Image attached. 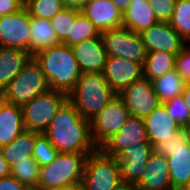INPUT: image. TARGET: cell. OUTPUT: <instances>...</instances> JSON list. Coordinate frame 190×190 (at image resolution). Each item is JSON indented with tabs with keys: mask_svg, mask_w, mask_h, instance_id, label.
<instances>
[{
	"mask_svg": "<svg viewBox=\"0 0 190 190\" xmlns=\"http://www.w3.org/2000/svg\"><path fill=\"white\" fill-rule=\"evenodd\" d=\"M146 52H168L177 55L187 43L168 22H158L139 33Z\"/></svg>",
	"mask_w": 190,
	"mask_h": 190,
	"instance_id": "cell-13",
	"label": "cell"
},
{
	"mask_svg": "<svg viewBox=\"0 0 190 190\" xmlns=\"http://www.w3.org/2000/svg\"><path fill=\"white\" fill-rule=\"evenodd\" d=\"M182 98L184 99L185 104L190 110V85L186 84L183 92L181 93Z\"/></svg>",
	"mask_w": 190,
	"mask_h": 190,
	"instance_id": "cell-43",
	"label": "cell"
},
{
	"mask_svg": "<svg viewBox=\"0 0 190 190\" xmlns=\"http://www.w3.org/2000/svg\"><path fill=\"white\" fill-rule=\"evenodd\" d=\"M162 104L165 106L170 117L174 119L181 128L190 126V110L181 95Z\"/></svg>",
	"mask_w": 190,
	"mask_h": 190,
	"instance_id": "cell-34",
	"label": "cell"
},
{
	"mask_svg": "<svg viewBox=\"0 0 190 190\" xmlns=\"http://www.w3.org/2000/svg\"><path fill=\"white\" fill-rule=\"evenodd\" d=\"M30 17L51 19L64 6L61 0H24Z\"/></svg>",
	"mask_w": 190,
	"mask_h": 190,
	"instance_id": "cell-31",
	"label": "cell"
},
{
	"mask_svg": "<svg viewBox=\"0 0 190 190\" xmlns=\"http://www.w3.org/2000/svg\"><path fill=\"white\" fill-rule=\"evenodd\" d=\"M188 131L189 141H190V126L186 128Z\"/></svg>",
	"mask_w": 190,
	"mask_h": 190,
	"instance_id": "cell-47",
	"label": "cell"
},
{
	"mask_svg": "<svg viewBox=\"0 0 190 190\" xmlns=\"http://www.w3.org/2000/svg\"><path fill=\"white\" fill-rule=\"evenodd\" d=\"M68 190H86L82 185L69 187Z\"/></svg>",
	"mask_w": 190,
	"mask_h": 190,
	"instance_id": "cell-44",
	"label": "cell"
},
{
	"mask_svg": "<svg viewBox=\"0 0 190 190\" xmlns=\"http://www.w3.org/2000/svg\"><path fill=\"white\" fill-rule=\"evenodd\" d=\"M11 175V168L7 161L4 159L2 150L0 147V178Z\"/></svg>",
	"mask_w": 190,
	"mask_h": 190,
	"instance_id": "cell-40",
	"label": "cell"
},
{
	"mask_svg": "<svg viewBox=\"0 0 190 190\" xmlns=\"http://www.w3.org/2000/svg\"><path fill=\"white\" fill-rule=\"evenodd\" d=\"M32 57L23 50L0 47V93Z\"/></svg>",
	"mask_w": 190,
	"mask_h": 190,
	"instance_id": "cell-23",
	"label": "cell"
},
{
	"mask_svg": "<svg viewBox=\"0 0 190 190\" xmlns=\"http://www.w3.org/2000/svg\"><path fill=\"white\" fill-rule=\"evenodd\" d=\"M11 168V175L29 189H36L39 184L40 165L33 157H27L15 163Z\"/></svg>",
	"mask_w": 190,
	"mask_h": 190,
	"instance_id": "cell-29",
	"label": "cell"
},
{
	"mask_svg": "<svg viewBox=\"0 0 190 190\" xmlns=\"http://www.w3.org/2000/svg\"><path fill=\"white\" fill-rule=\"evenodd\" d=\"M30 14L25 6L13 14L0 16V47L30 53Z\"/></svg>",
	"mask_w": 190,
	"mask_h": 190,
	"instance_id": "cell-11",
	"label": "cell"
},
{
	"mask_svg": "<svg viewBox=\"0 0 190 190\" xmlns=\"http://www.w3.org/2000/svg\"><path fill=\"white\" fill-rule=\"evenodd\" d=\"M46 190H68V188H66V187H57V188H49V189H46Z\"/></svg>",
	"mask_w": 190,
	"mask_h": 190,
	"instance_id": "cell-45",
	"label": "cell"
},
{
	"mask_svg": "<svg viewBox=\"0 0 190 190\" xmlns=\"http://www.w3.org/2000/svg\"><path fill=\"white\" fill-rule=\"evenodd\" d=\"M81 12L95 25L100 33L123 27L122 12L111 0H88Z\"/></svg>",
	"mask_w": 190,
	"mask_h": 190,
	"instance_id": "cell-17",
	"label": "cell"
},
{
	"mask_svg": "<svg viewBox=\"0 0 190 190\" xmlns=\"http://www.w3.org/2000/svg\"><path fill=\"white\" fill-rule=\"evenodd\" d=\"M121 182L120 164L100 148L85 160L82 186L86 190H113Z\"/></svg>",
	"mask_w": 190,
	"mask_h": 190,
	"instance_id": "cell-7",
	"label": "cell"
},
{
	"mask_svg": "<svg viewBox=\"0 0 190 190\" xmlns=\"http://www.w3.org/2000/svg\"><path fill=\"white\" fill-rule=\"evenodd\" d=\"M102 74L111 89L118 95L133 82L143 78V65L126 59L107 56Z\"/></svg>",
	"mask_w": 190,
	"mask_h": 190,
	"instance_id": "cell-15",
	"label": "cell"
},
{
	"mask_svg": "<svg viewBox=\"0 0 190 190\" xmlns=\"http://www.w3.org/2000/svg\"><path fill=\"white\" fill-rule=\"evenodd\" d=\"M151 82L161 103L180 96L185 85L187 84V82L180 77L175 69L152 80Z\"/></svg>",
	"mask_w": 190,
	"mask_h": 190,
	"instance_id": "cell-27",
	"label": "cell"
},
{
	"mask_svg": "<svg viewBox=\"0 0 190 190\" xmlns=\"http://www.w3.org/2000/svg\"><path fill=\"white\" fill-rule=\"evenodd\" d=\"M190 44V0H177L174 12L168 22Z\"/></svg>",
	"mask_w": 190,
	"mask_h": 190,
	"instance_id": "cell-30",
	"label": "cell"
},
{
	"mask_svg": "<svg viewBox=\"0 0 190 190\" xmlns=\"http://www.w3.org/2000/svg\"><path fill=\"white\" fill-rule=\"evenodd\" d=\"M142 141H149L144 120L141 117L130 116L117 133L100 149L106 155L116 157L124 148Z\"/></svg>",
	"mask_w": 190,
	"mask_h": 190,
	"instance_id": "cell-16",
	"label": "cell"
},
{
	"mask_svg": "<svg viewBox=\"0 0 190 190\" xmlns=\"http://www.w3.org/2000/svg\"><path fill=\"white\" fill-rule=\"evenodd\" d=\"M153 152L150 141H142L124 148L116 157L120 164L121 181L137 184Z\"/></svg>",
	"mask_w": 190,
	"mask_h": 190,
	"instance_id": "cell-14",
	"label": "cell"
},
{
	"mask_svg": "<svg viewBox=\"0 0 190 190\" xmlns=\"http://www.w3.org/2000/svg\"><path fill=\"white\" fill-rule=\"evenodd\" d=\"M118 96L124 101L130 115L135 117L145 118L161 104L152 82L144 77L123 89Z\"/></svg>",
	"mask_w": 190,
	"mask_h": 190,
	"instance_id": "cell-12",
	"label": "cell"
},
{
	"mask_svg": "<svg viewBox=\"0 0 190 190\" xmlns=\"http://www.w3.org/2000/svg\"><path fill=\"white\" fill-rule=\"evenodd\" d=\"M153 151L167 158L170 180L174 190H181L190 179V141L186 128L168 140L158 142Z\"/></svg>",
	"mask_w": 190,
	"mask_h": 190,
	"instance_id": "cell-5",
	"label": "cell"
},
{
	"mask_svg": "<svg viewBox=\"0 0 190 190\" xmlns=\"http://www.w3.org/2000/svg\"><path fill=\"white\" fill-rule=\"evenodd\" d=\"M100 37L107 56L144 65L147 52L138 33L126 27H119L101 32Z\"/></svg>",
	"mask_w": 190,
	"mask_h": 190,
	"instance_id": "cell-9",
	"label": "cell"
},
{
	"mask_svg": "<svg viewBox=\"0 0 190 190\" xmlns=\"http://www.w3.org/2000/svg\"><path fill=\"white\" fill-rule=\"evenodd\" d=\"M113 190H139V188L135 183L121 181Z\"/></svg>",
	"mask_w": 190,
	"mask_h": 190,
	"instance_id": "cell-41",
	"label": "cell"
},
{
	"mask_svg": "<svg viewBox=\"0 0 190 190\" xmlns=\"http://www.w3.org/2000/svg\"><path fill=\"white\" fill-rule=\"evenodd\" d=\"M89 154L58 152L48 165L40 167L37 190L74 187L82 184L84 164Z\"/></svg>",
	"mask_w": 190,
	"mask_h": 190,
	"instance_id": "cell-4",
	"label": "cell"
},
{
	"mask_svg": "<svg viewBox=\"0 0 190 190\" xmlns=\"http://www.w3.org/2000/svg\"><path fill=\"white\" fill-rule=\"evenodd\" d=\"M158 22H169L177 0H148Z\"/></svg>",
	"mask_w": 190,
	"mask_h": 190,
	"instance_id": "cell-35",
	"label": "cell"
},
{
	"mask_svg": "<svg viewBox=\"0 0 190 190\" xmlns=\"http://www.w3.org/2000/svg\"><path fill=\"white\" fill-rule=\"evenodd\" d=\"M157 23L148 0H132L122 13L123 27L138 34Z\"/></svg>",
	"mask_w": 190,
	"mask_h": 190,
	"instance_id": "cell-22",
	"label": "cell"
},
{
	"mask_svg": "<svg viewBox=\"0 0 190 190\" xmlns=\"http://www.w3.org/2000/svg\"><path fill=\"white\" fill-rule=\"evenodd\" d=\"M67 100L68 95L54 90L36 96L21 107L24 129L43 133Z\"/></svg>",
	"mask_w": 190,
	"mask_h": 190,
	"instance_id": "cell-8",
	"label": "cell"
},
{
	"mask_svg": "<svg viewBox=\"0 0 190 190\" xmlns=\"http://www.w3.org/2000/svg\"><path fill=\"white\" fill-rule=\"evenodd\" d=\"M87 1L88 0H61L64 8H70L78 11H81Z\"/></svg>",
	"mask_w": 190,
	"mask_h": 190,
	"instance_id": "cell-39",
	"label": "cell"
},
{
	"mask_svg": "<svg viewBox=\"0 0 190 190\" xmlns=\"http://www.w3.org/2000/svg\"><path fill=\"white\" fill-rule=\"evenodd\" d=\"M117 94L111 89L102 72L81 73L68 100L83 118L91 120Z\"/></svg>",
	"mask_w": 190,
	"mask_h": 190,
	"instance_id": "cell-3",
	"label": "cell"
},
{
	"mask_svg": "<svg viewBox=\"0 0 190 190\" xmlns=\"http://www.w3.org/2000/svg\"><path fill=\"white\" fill-rule=\"evenodd\" d=\"M175 56L168 52L147 53L143 65V77L152 81L175 69Z\"/></svg>",
	"mask_w": 190,
	"mask_h": 190,
	"instance_id": "cell-26",
	"label": "cell"
},
{
	"mask_svg": "<svg viewBox=\"0 0 190 190\" xmlns=\"http://www.w3.org/2000/svg\"><path fill=\"white\" fill-rule=\"evenodd\" d=\"M111 1H112V2L116 5V7L123 13V12L127 9L129 3H130L132 0H111Z\"/></svg>",
	"mask_w": 190,
	"mask_h": 190,
	"instance_id": "cell-42",
	"label": "cell"
},
{
	"mask_svg": "<svg viewBox=\"0 0 190 190\" xmlns=\"http://www.w3.org/2000/svg\"><path fill=\"white\" fill-rule=\"evenodd\" d=\"M30 54L59 45L57 34L49 19L30 17Z\"/></svg>",
	"mask_w": 190,
	"mask_h": 190,
	"instance_id": "cell-24",
	"label": "cell"
},
{
	"mask_svg": "<svg viewBox=\"0 0 190 190\" xmlns=\"http://www.w3.org/2000/svg\"><path fill=\"white\" fill-rule=\"evenodd\" d=\"M143 120L148 139L153 147L158 142L170 139L182 129L178 123L170 117L162 103L143 118Z\"/></svg>",
	"mask_w": 190,
	"mask_h": 190,
	"instance_id": "cell-20",
	"label": "cell"
},
{
	"mask_svg": "<svg viewBox=\"0 0 190 190\" xmlns=\"http://www.w3.org/2000/svg\"><path fill=\"white\" fill-rule=\"evenodd\" d=\"M39 134V132L24 130L10 144L1 147L3 157L10 167L27 157H32L35 138Z\"/></svg>",
	"mask_w": 190,
	"mask_h": 190,
	"instance_id": "cell-25",
	"label": "cell"
},
{
	"mask_svg": "<svg viewBox=\"0 0 190 190\" xmlns=\"http://www.w3.org/2000/svg\"><path fill=\"white\" fill-rule=\"evenodd\" d=\"M24 130L22 108L0 98V147L10 144Z\"/></svg>",
	"mask_w": 190,
	"mask_h": 190,
	"instance_id": "cell-21",
	"label": "cell"
},
{
	"mask_svg": "<svg viewBox=\"0 0 190 190\" xmlns=\"http://www.w3.org/2000/svg\"><path fill=\"white\" fill-rule=\"evenodd\" d=\"M175 70L186 82L190 79V44L175 56Z\"/></svg>",
	"mask_w": 190,
	"mask_h": 190,
	"instance_id": "cell-36",
	"label": "cell"
},
{
	"mask_svg": "<svg viewBox=\"0 0 190 190\" xmlns=\"http://www.w3.org/2000/svg\"><path fill=\"white\" fill-rule=\"evenodd\" d=\"M75 19L76 10L70 8H63L50 19L60 44L67 37H71L72 22H75Z\"/></svg>",
	"mask_w": 190,
	"mask_h": 190,
	"instance_id": "cell-32",
	"label": "cell"
},
{
	"mask_svg": "<svg viewBox=\"0 0 190 190\" xmlns=\"http://www.w3.org/2000/svg\"><path fill=\"white\" fill-rule=\"evenodd\" d=\"M49 90L43 70L32 57L22 71L2 90L0 98L22 107Z\"/></svg>",
	"mask_w": 190,
	"mask_h": 190,
	"instance_id": "cell-6",
	"label": "cell"
},
{
	"mask_svg": "<svg viewBox=\"0 0 190 190\" xmlns=\"http://www.w3.org/2000/svg\"><path fill=\"white\" fill-rule=\"evenodd\" d=\"M33 58L43 70L50 90L68 95L75 88L81 71L71 47L59 44L41 50Z\"/></svg>",
	"mask_w": 190,
	"mask_h": 190,
	"instance_id": "cell-2",
	"label": "cell"
},
{
	"mask_svg": "<svg viewBox=\"0 0 190 190\" xmlns=\"http://www.w3.org/2000/svg\"><path fill=\"white\" fill-rule=\"evenodd\" d=\"M145 166L143 175L136 184L140 190H174L164 155L153 151Z\"/></svg>",
	"mask_w": 190,
	"mask_h": 190,
	"instance_id": "cell-19",
	"label": "cell"
},
{
	"mask_svg": "<svg viewBox=\"0 0 190 190\" xmlns=\"http://www.w3.org/2000/svg\"><path fill=\"white\" fill-rule=\"evenodd\" d=\"M81 73L102 72L107 59L101 37L79 42L71 47Z\"/></svg>",
	"mask_w": 190,
	"mask_h": 190,
	"instance_id": "cell-18",
	"label": "cell"
},
{
	"mask_svg": "<svg viewBox=\"0 0 190 190\" xmlns=\"http://www.w3.org/2000/svg\"><path fill=\"white\" fill-rule=\"evenodd\" d=\"M0 190H30L26 185L19 182L14 176L9 175L0 178Z\"/></svg>",
	"mask_w": 190,
	"mask_h": 190,
	"instance_id": "cell-38",
	"label": "cell"
},
{
	"mask_svg": "<svg viewBox=\"0 0 190 190\" xmlns=\"http://www.w3.org/2000/svg\"><path fill=\"white\" fill-rule=\"evenodd\" d=\"M58 150L52 145L44 133H40L34 142L32 157L40 167L50 164L57 156Z\"/></svg>",
	"mask_w": 190,
	"mask_h": 190,
	"instance_id": "cell-33",
	"label": "cell"
},
{
	"mask_svg": "<svg viewBox=\"0 0 190 190\" xmlns=\"http://www.w3.org/2000/svg\"><path fill=\"white\" fill-rule=\"evenodd\" d=\"M99 30L81 12L76 10L75 22H72L71 37H67L61 44L72 47L79 42L100 37Z\"/></svg>",
	"mask_w": 190,
	"mask_h": 190,
	"instance_id": "cell-28",
	"label": "cell"
},
{
	"mask_svg": "<svg viewBox=\"0 0 190 190\" xmlns=\"http://www.w3.org/2000/svg\"><path fill=\"white\" fill-rule=\"evenodd\" d=\"M58 152L90 154L97 150L90 120L83 118L67 100L43 132Z\"/></svg>",
	"mask_w": 190,
	"mask_h": 190,
	"instance_id": "cell-1",
	"label": "cell"
},
{
	"mask_svg": "<svg viewBox=\"0 0 190 190\" xmlns=\"http://www.w3.org/2000/svg\"><path fill=\"white\" fill-rule=\"evenodd\" d=\"M181 190H190V179L188 183Z\"/></svg>",
	"mask_w": 190,
	"mask_h": 190,
	"instance_id": "cell-46",
	"label": "cell"
},
{
	"mask_svg": "<svg viewBox=\"0 0 190 190\" xmlns=\"http://www.w3.org/2000/svg\"><path fill=\"white\" fill-rule=\"evenodd\" d=\"M130 116L124 101L116 95L90 120L91 135L97 148L115 135Z\"/></svg>",
	"mask_w": 190,
	"mask_h": 190,
	"instance_id": "cell-10",
	"label": "cell"
},
{
	"mask_svg": "<svg viewBox=\"0 0 190 190\" xmlns=\"http://www.w3.org/2000/svg\"><path fill=\"white\" fill-rule=\"evenodd\" d=\"M24 6V0H0V16L13 14Z\"/></svg>",
	"mask_w": 190,
	"mask_h": 190,
	"instance_id": "cell-37",
	"label": "cell"
}]
</instances>
